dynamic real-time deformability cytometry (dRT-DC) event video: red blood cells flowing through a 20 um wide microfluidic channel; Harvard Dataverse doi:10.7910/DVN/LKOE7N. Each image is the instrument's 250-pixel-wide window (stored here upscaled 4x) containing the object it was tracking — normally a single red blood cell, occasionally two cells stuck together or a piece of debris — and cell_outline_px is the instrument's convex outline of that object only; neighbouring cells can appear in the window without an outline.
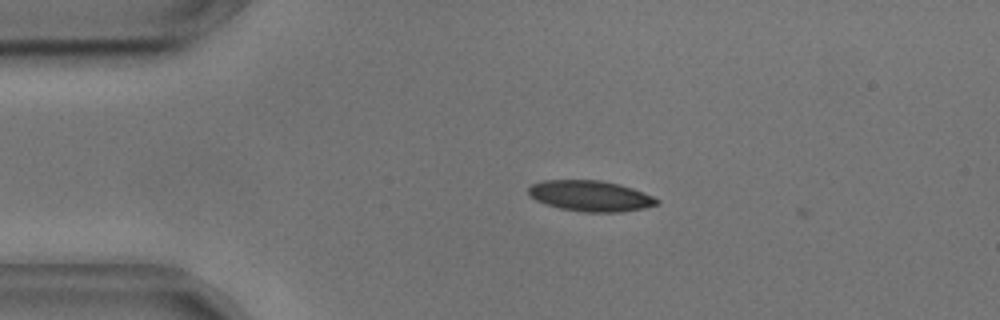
{"species": "common noctule bat (a hibernating species)", "species_latin": "Nyctalus noctula", "temperature_condition": "cold", "stored_images_in_passage": 39, "camera_frame_rate_fps": 3000, "um_per_image_px": 0.085, "animal": {"sex": "male", "body_mass_g": 17.9, "forearm_length_mm": 54.2}, "frame": {"image": 1, "passage_image": 1, "time_ms": 0.0, "image_size_px": [1000, 320], "cell_outline_px": [[660, 200], [656, 204], [644, 208], [616, 212], [584, 212], [560, 208], [536, 200], [528, 192], [528, 188], [532, 184], [544, 180], [600, 180], [620, 184], [632, 188], [652, 196]], "centroid_in_image_um": [50.18, 16.64], "position_along_channel_um": 34.8, "area_um2": 22.72}}
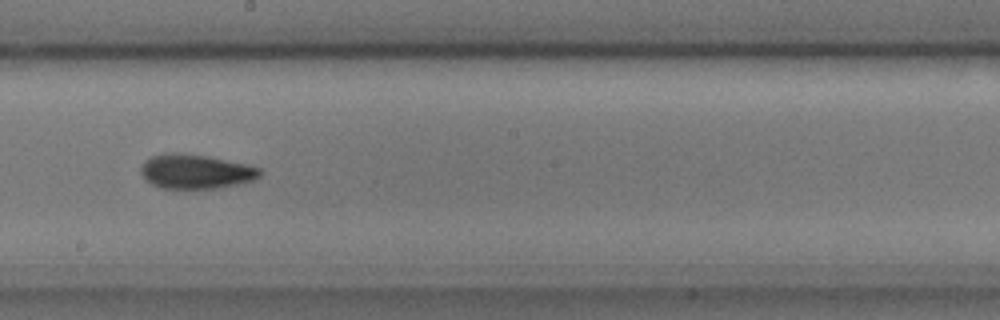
{"frame": {"image": 2, "passage_image": 20, "time_ms": 6.333, "image_size_px": [1000, 320], "cell_outline_px": [[264, 172], [260, 176], [252, 180], [236, 184], [216, 188], [160, 188], [144, 180], [140, 172], [140, 168], [144, 160], [152, 156], [172, 152], [176, 152], [208, 156], [248, 164], [260, 168]], "centroid_in_image_um": [16.62, 14.57], "position_along_channel_um": 231.6, "area_um2": 23.99}}
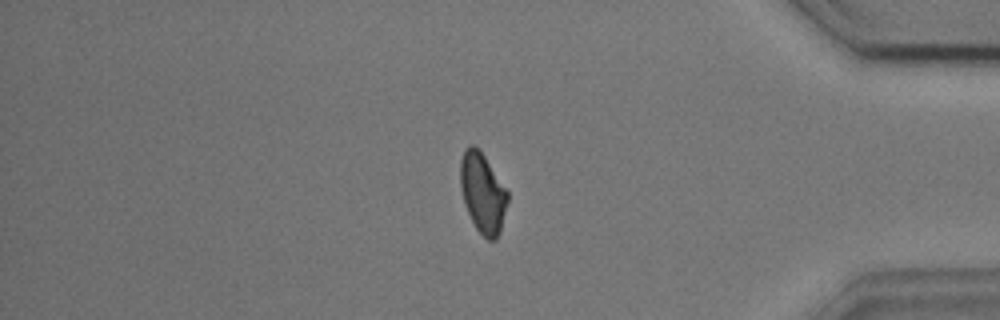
{"frame": {"image": 3, "passage_image": 36, "time_ms": 11.667, "image_size_px": [1000, 320], "cell_outline_px": [[508, 200], [500, 232], [496, 240], [488, 240], [476, 228], [464, 204], [460, 188], [460, 160], [464, 148], [468, 144], [472, 144], [480, 148], [508, 192]], "centroid_in_image_um": [41.01, 16.35], "position_along_channel_um": 394.2, "area_um2": 22.2}, "authors_computed_cell_mechanics": {"area_um2": 22.4842, "velocity_mm_per_s": 3.6248, "shape_relaxation_time_tau1_ms": 5.126, "shape_relaxation_time_tau2_ms": 3.7858, "deformation_change_tau1": 0.1392, "deformation_change_tau2": 0.102}}